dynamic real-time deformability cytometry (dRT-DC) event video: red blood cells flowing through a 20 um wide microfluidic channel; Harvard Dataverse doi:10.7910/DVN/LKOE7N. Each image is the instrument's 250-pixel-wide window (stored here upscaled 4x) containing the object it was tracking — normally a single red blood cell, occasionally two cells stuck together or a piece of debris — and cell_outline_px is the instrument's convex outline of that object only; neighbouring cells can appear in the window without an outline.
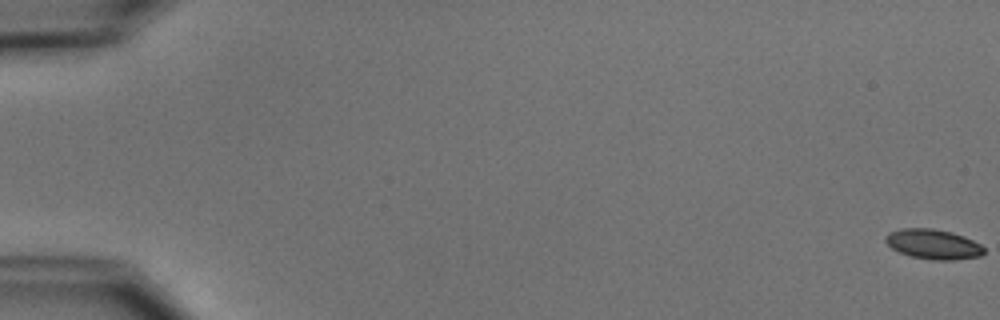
{"species": "common noctule bat (a hibernating species)", "species_latin": "Nyctalus noctula", "temperature_condition": "cold", "stored_images_in_passage": 55, "camera_frame_rate_fps": 3000, "um_per_image_px": 0.085, "animal": {"sex": "male", "body_mass_g": 15.6}, "frame": {"image": 1, "passage_image": 1, "time_ms": 0.0, "image_size_px": [1000, 320], "cell_outline_px": [[984, 252], [980, 256], [952, 260], [932, 260], [912, 256], [900, 252], [892, 248], [884, 240], [888, 232], [900, 228], [932, 228], [952, 232], [964, 236], [980, 244], [984, 248]], "centroid_in_image_um": [79.31, 20.74], "position_along_channel_um": 5.7, "area_um2": 17.11}}
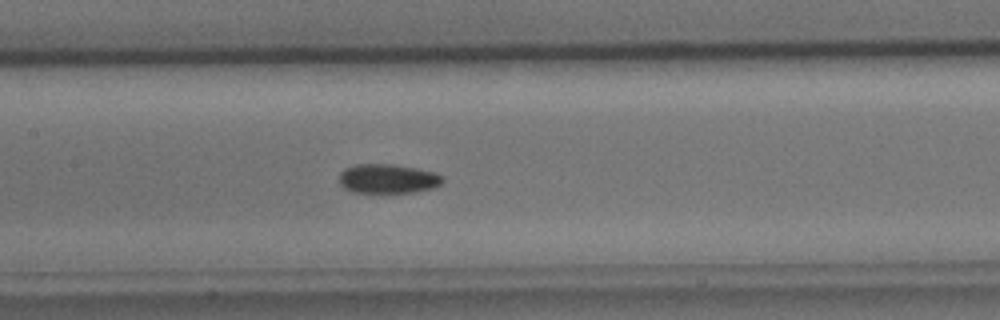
{"frame": {"image": 2, "passage_image": 28, "time_ms": 9.0, "image_size_px": [1000, 320], "cell_outline_px": [[444, 180], [436, 188], [416, 192], [352, 192], [344, 188], [340, 184], [340, 172], [344, 168], [356, 164], [392, 164], [416, 168], [436, 172]], "centroid_in_image_um": [32.97, 15.19], "position_along_channel_um": 174.4, "area_um2": 17.74}}
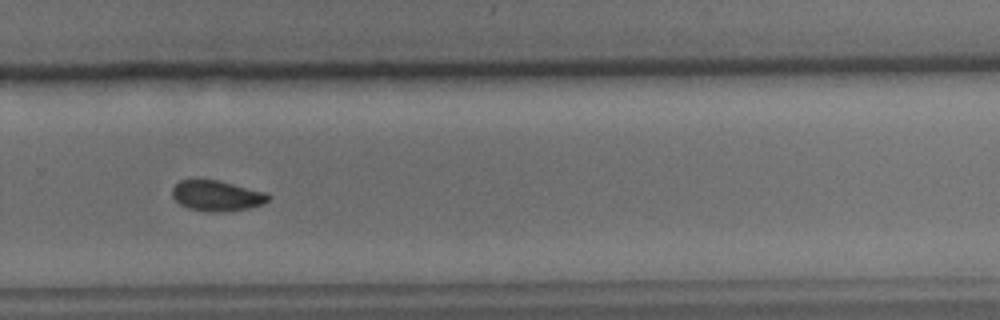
{"frame": {"image": 3, "passage_image": 39, "time_ms": 12.667, "image_size_px": [1000, 320], "cell_outline_px": [[272, 196], [264, 204], [248, 208], [228, 212], [208, 212], [188, 208], [180, 204], [172, 196], [172, 188], [180, 180], [220, 180], [264, 192]], "centroid_in_image_um": [18.44, 16.65], "position_along_channel_um": 311.4, "area_um2": 17.17}, "authors_computed_cell_mechanics": {"area_um2": 17.3978, "velocity_mm_per_s": 3.7451, "shape_relaxation_time_tau1_ms": 3.1108, "shape_relaxation_time_tau2_ms": null, "deformation_change_tau1": 0.0771, "deformation_change_tau2": null}}